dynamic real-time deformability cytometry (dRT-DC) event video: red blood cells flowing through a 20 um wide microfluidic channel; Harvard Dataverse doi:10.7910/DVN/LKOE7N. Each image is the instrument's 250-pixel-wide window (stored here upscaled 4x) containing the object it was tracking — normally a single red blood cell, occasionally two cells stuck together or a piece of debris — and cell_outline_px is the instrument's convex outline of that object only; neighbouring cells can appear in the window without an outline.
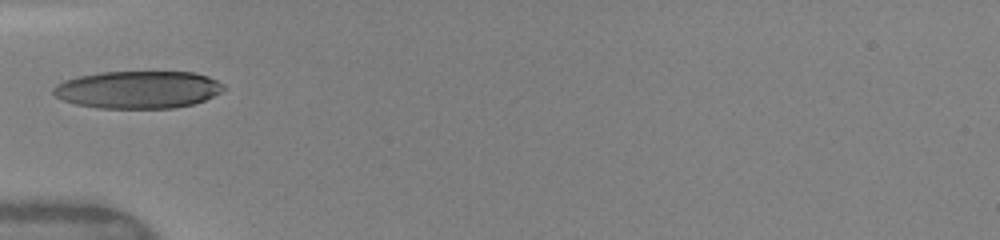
{"species": "human", "species_latin": "Homo sapiens", "temperature_condition": "warm", "stored_images_in_passage": 2, "camera_frame_rate_fps": 3000, "um_per_image_px": 0.085, "donor": {"sex": "female"}, "frame": {"image": 1, "passage_image": 1, "time_ms": 0.0, "image_size_px": [1000, 240], "cell_outline_px": [[228, 88], [204, 100], [192, 104], [172, 108], [100, 108], [76, 104], [64, 100], [56, 96], [52, 92], [52, 88], [56, 84], [64, 80], [80, 76], [100, 72], [192, 72], [208, 76], [224, 84]], "centroid_in_image_um": [11.74, 7.61], "position_along_channel_um": 73.3, "area_um2": 37.17}}